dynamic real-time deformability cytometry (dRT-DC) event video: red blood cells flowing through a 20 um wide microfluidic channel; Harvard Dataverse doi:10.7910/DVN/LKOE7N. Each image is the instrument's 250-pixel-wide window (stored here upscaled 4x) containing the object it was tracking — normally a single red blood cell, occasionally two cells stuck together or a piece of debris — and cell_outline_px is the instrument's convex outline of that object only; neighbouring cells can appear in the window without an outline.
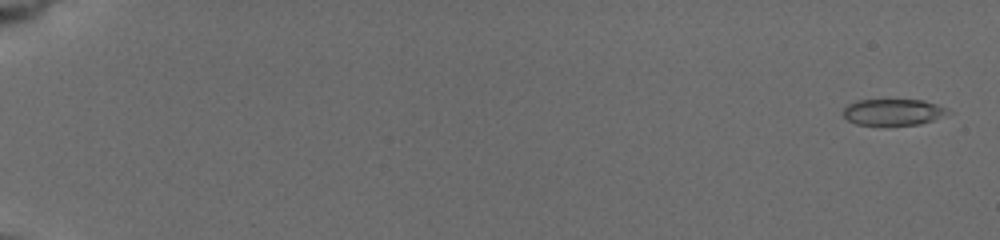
{"species": "common noctule bat (a hibernating species)", "species_latin": "Nyctalus noctula", "temperature_condition": "cold", "stored_images_in_passage": 18, "camera_frame_rate_fps": 3000, "um_per_image_px": 0.085, "animal": {"sex": "female", "body_mass_g": 19.5, "forearm_length_mm": 54.1}, "frame": {"image": 1, "passage_image": 3, "time_ms": 0.667, "image_size_px": [1000, 240], "cell_outline_px": [[952, 112], [932, 120], [920, 124], [856, 124], [848, 120], [844, 116], [844, 108], [848, 104], [856, 100], [924, 100], [948, 108]], "centroid_in_image_um": [75.94, 9.51], "position_along_channel_um": 9.1, "area_um2": 15.84}}
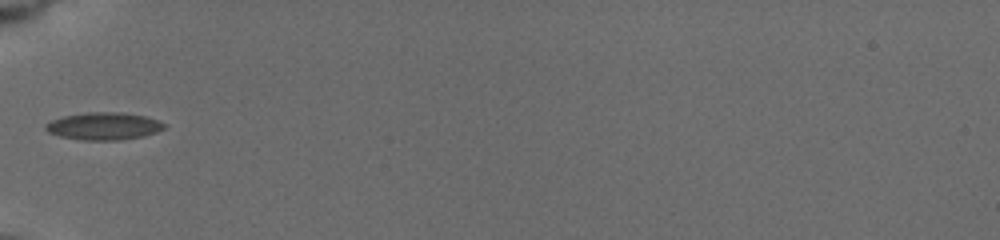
{"frame": {"image": 2, "passage_image": 16, "time_ms": 7.667, "image_size_px": [1000, 240], "cell_outline_px": [[164, 128], [156, 132], [144, 136], [116, 140], [80, 140], [60, 136], [48, 132], [44, 128], [44, 124], [52, 120], [64, 116], [88, 112], [120, 112], [148, 116], [164, 124]], "centroid_in_image_um": [8.79, 10.72], "position_along_channel_um": 76.2, "area_um2": 18.9}}
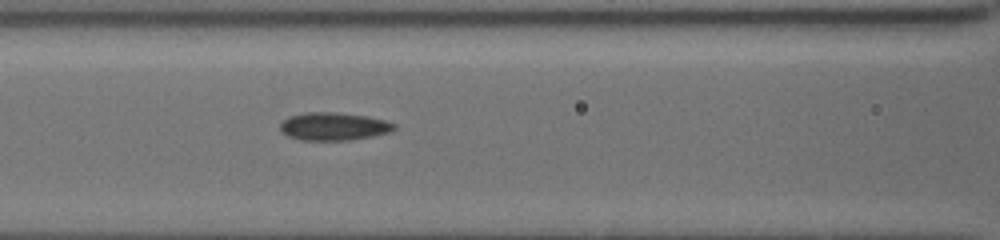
{"frame": {"image": 3, "passage_image": 18, "time_ms": 9.333, "image_size_px": [1000, 240], "cell_outline_px": [[396, 128], [388, 132], [372, 136], [348, 140], [304, 140], [288, 136], [280, 132], [280, 124], [288, 116], [304, 112], [336, 112], [368, 116], [384, 120], [396, 124]], "centroid_in_image_um": [28.33, 10.73], "position_along_channel_um": 138.3, "area_um2": 18.55}}